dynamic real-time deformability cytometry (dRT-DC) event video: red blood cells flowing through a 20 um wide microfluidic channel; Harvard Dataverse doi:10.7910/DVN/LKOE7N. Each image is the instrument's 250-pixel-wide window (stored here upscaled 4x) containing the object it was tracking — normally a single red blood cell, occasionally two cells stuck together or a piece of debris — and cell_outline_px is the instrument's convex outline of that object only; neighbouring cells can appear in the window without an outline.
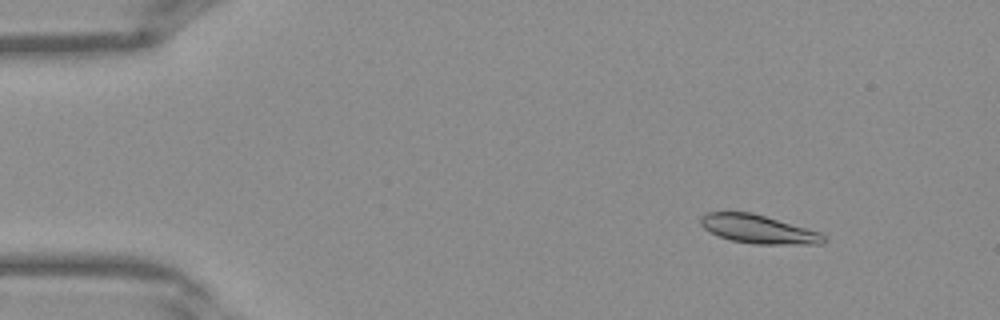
{"species": "Egyptian fruit bat (a non-hibernating species)", "species_latin": "Rousettus aegyptiacus", "temperature_condition": "warm", "stored_images_in_passage": 37, "camera_frame_rate_fps": 3000, "um_per_image_px": 0.085, "frame": {"image": 1, "passage_image": 2, "time_ms": 0.333, "image_size_px": [1000, 320], "cell_outline_px": [[828, 240], [824, 244], [752, 244], [732, 240], [720, 236], [704, 228], [700, 224], [700, 216], [708, 212], [752, 212], [820, 232]], "centroid_in_image_um": [64.48, 19.48], "position_along_channel_um": 20.5, "area_um2": 20.4}}
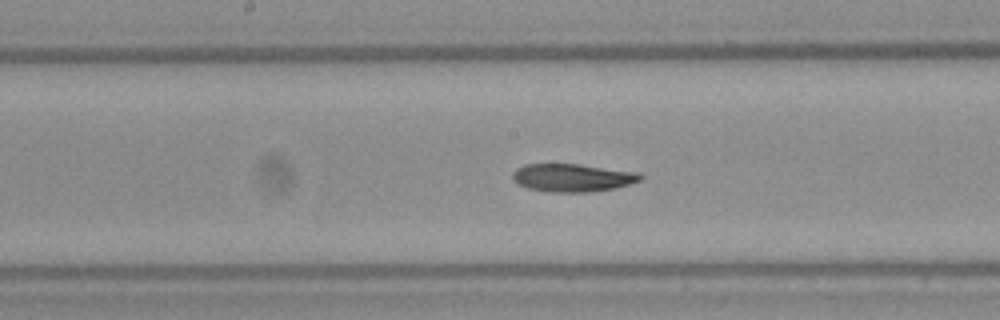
{"frame": {"image": 2, "passage_image": 18, "time_ms": 5.667, "image_size_px": [1000, 320], "cell_outline_px": [[644, 176], [640, 180], [616, 188], [584, 192], [552, 192], [528, 188], [512, 180], [512, 172], [516, 168], [524, 164], [580, 164], [640, 172]], "centroid_in_image_um": [48.66, 15.09], "position_along_channel_um": 199.5, "area_um2": 20.87}}
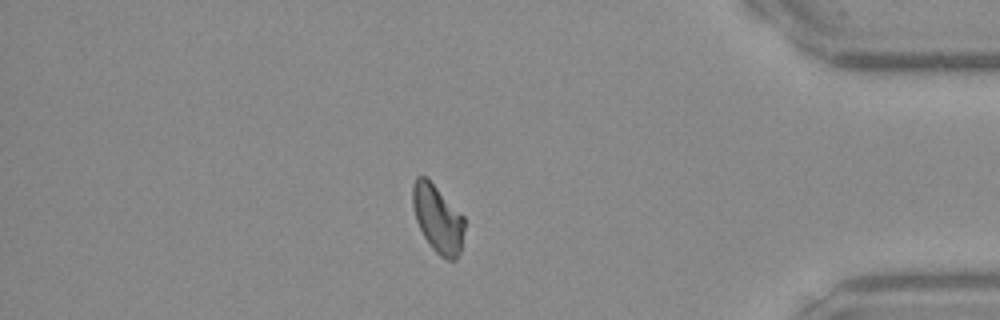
{"frame": {"image": 3, "passage_image": 32, "time_ms": 10.333, "image_size_px": [1000, 320], "cell_outline_px": [[464, 228], [460, 252], [456, 260], [448, 260], [440, 256], [432, 248], [424, 236], [416, 220], [412, 204], [412, 184], [416, 176], [424, 176], [464, 216]], "centroid_in_image_um": [37.2, 18.61], "position_along_channel_um": 398.0, "area_um2": 20.11}}